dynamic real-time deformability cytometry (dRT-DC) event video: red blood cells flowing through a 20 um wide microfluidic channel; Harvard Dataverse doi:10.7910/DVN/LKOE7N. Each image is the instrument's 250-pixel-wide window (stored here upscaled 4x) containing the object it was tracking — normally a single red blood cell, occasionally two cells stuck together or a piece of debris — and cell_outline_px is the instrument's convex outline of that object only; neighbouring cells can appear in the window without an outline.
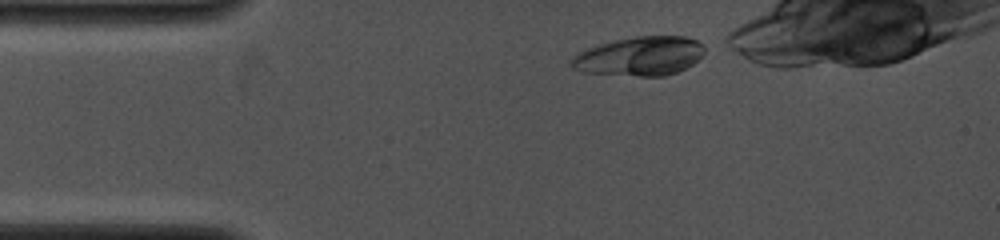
{"species": "common noctule bat (a hibernating species)", "species_latin": "Nyctalus noctula", "temperature_condition": "cold", "stored_images_in_passage": 11, "camera_frame_rate_fps": 4000, "um_per_image_px": 0.085, "animal": {"sex": "female", "body_mass_g": 19.0, "forearm_length_mm": 53.3}, "frame": {"image": 1, "passage_image": 1, "time_ms": 0.0, "image_size_px": [1000, 240], "cell_outline_px": [[704, 52], [692, 64], [676, 72], [664, 76], [640, 76], [584, 72], [572, 68], [568, 60], [572, 56], [588, 48], [612, 40], [636, 36], [684, 36], [696, 40], [704, 44]], "centroid_in_image_um": [54.35, 4.77], "position_along_channel_um": 30.6, "area_um2": 30.23}}